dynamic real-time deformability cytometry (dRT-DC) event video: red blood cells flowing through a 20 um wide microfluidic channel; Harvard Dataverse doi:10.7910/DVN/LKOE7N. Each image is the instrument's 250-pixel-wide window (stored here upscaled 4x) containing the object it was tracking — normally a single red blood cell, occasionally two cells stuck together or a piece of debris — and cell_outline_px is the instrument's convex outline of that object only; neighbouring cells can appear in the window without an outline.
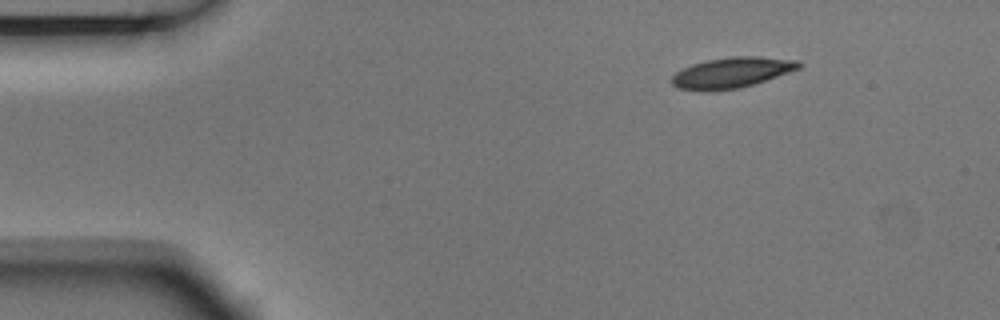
{"species": "Egyptian fruit bat (a non-hibernating species)", "species_latin": "Rousettus aegyptiacus", "temperature_condition": "room temperature", "stored_images_in_passage": 4, "camera_frame_rate_fps": 3000, "um_per_image_px": 0.085, "animal": {"sex": "male"}, "frame": {"image": 1, "passage_image": 1, "time_ms": 0.0, "image_size_px": [1000, 320], "cell_outline_px": [[804, 64], [800, 68], [740, 88], [708, 92], [700, 92], [676, 88], [672, 84], [672, 76], [676, 72], [692, 64], [708, 60], [732, 56], [760, 56], [800, 60]], "centroid_in_image_um": [62.18, 6.18], "position_along_channel_um": 22.8, "area_um2": 22.83}}